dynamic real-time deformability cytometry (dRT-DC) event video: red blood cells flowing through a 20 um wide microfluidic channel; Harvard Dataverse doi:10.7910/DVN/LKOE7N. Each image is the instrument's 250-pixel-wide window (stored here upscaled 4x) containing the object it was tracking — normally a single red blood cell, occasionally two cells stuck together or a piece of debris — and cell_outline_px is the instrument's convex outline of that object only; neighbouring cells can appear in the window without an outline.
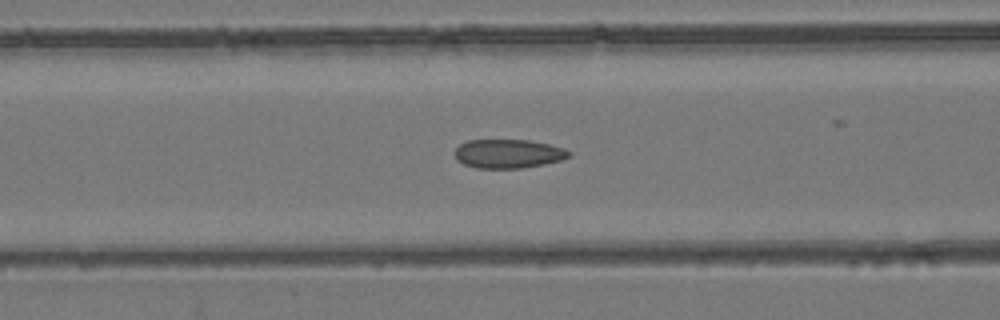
{"species": "common noctule bat (a hibernating species)", "species_latin": "Nyctalus noctula", "temperature_condition": "room temperature", "stored_images_in_passage": 54, "camera_frame_rate_fps": 3000, "um_per_image_px": 0.085, "animal": {"sex": "female", "body_mass_g": 24.6, "forearm_length_mm": 56.2}, "frame": {"image": 1, "passage_image": 22, "time_ms": 7.0, "image_size_px": [1000, 320], "cell_outline_px": [[572, 156], [560, 160], [544, 164], [520, 168], [476, 168], [464, 164], [456, 160], [452, 152], [460, 144], [468, 140], [528, 140], [548, 144], [564, 148], [572, 152]], "centroid_in_image_um": [43.18, 13.06], "position_along_channel_um": 123.4, "area_um2": 19.36}}
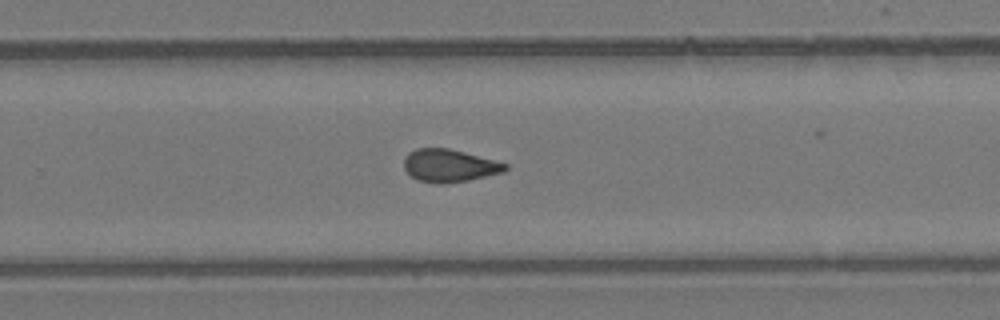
{"frame": {"image": 2, "passage_image": 35, "time_ms": 11.333, "image_size_px": [1000, 320], "cell_outline_px": [[508, 168], [504, 172], [468, 180], [444, 184], [440, 184], [420, 180], [412, 176], [404, 168], [404, 160], [408, 152], [416, 148], [448, 148], [496, 160], [508, 164]], "centroid_in_image_um": [38.21, 14.07], "position_along_channel_um": 291.6, "area_um2": 19.25}}
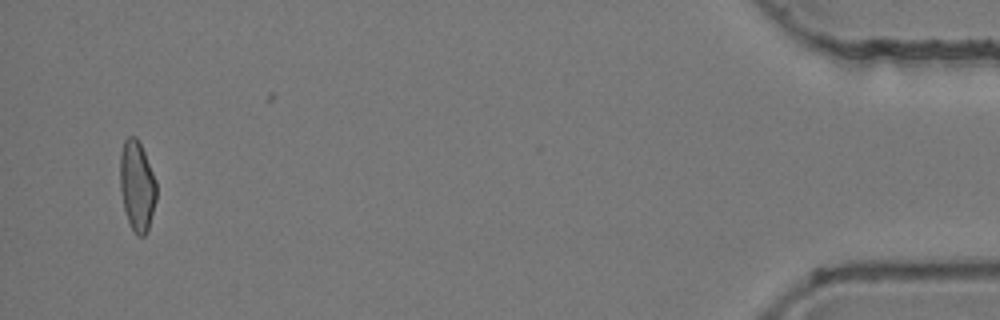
{"frame": {"image": 3, "passage_image": 52, "time_ms": 17.0, "image_size_px": [1000, 320], "cell_outline_px": [[156, 200], [148, 228], [144, 236], [136, 236], [128, 220], [124, 208], [120, 192], [120, 152], [124, 140], [128, 136], [136, 136], [144, 152], [156, 180]], "centroid_in_image_um": [11.63, 15.78], "position_along_channel_um": 423.6, "area_um2": 19.07}, "authors_computed_cell_mechanics": {"area_um2": 19.5075, "velocity_mm_per_s": 3.8842, "shape_relaxation_time_tau1_ms": null, "shape_relaxation_time_tau2_ms": 2.291, "deformation_change_tau1": null, "deformation_change_tau2": 0.0707}}